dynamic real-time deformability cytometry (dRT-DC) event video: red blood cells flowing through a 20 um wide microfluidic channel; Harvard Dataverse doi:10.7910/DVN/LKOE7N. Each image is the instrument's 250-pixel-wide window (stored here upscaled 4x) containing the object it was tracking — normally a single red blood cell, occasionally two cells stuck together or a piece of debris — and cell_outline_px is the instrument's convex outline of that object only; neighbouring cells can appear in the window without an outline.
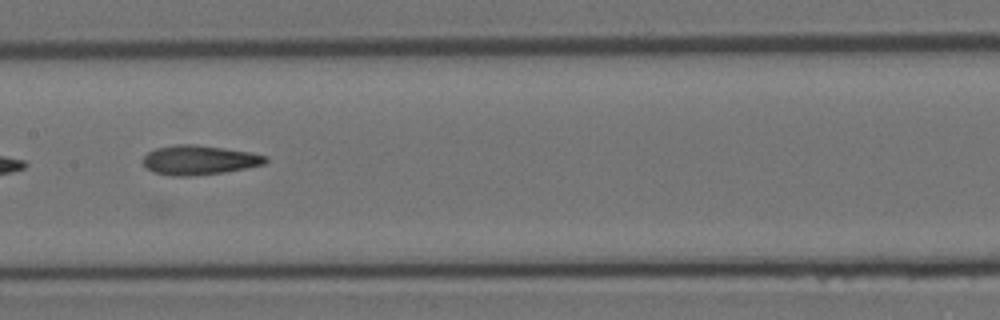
{"species": "Egyptian fruit bat (a non-hibernating species)", "species_latin": "Rousettus aegyptiacus", "temperature_condition": "room temperature", "stored_images_in_passage": 20, "camera_frame_rate_fps": 3000, "um_per_image_px": 0.085, "animal": {"sex": "female"}, "frame": {"image": 1, "passage_image": 16, "time_ms": 5.0, "image_size_px": [1000, 320], "cell_outline_px": [[268, 160], [264, 164], [224, 172], [188, 176], [172, 176], [152, 172], [144, 164], [144, 156], [148, 152], [156, 148], [176, 144], [196, 144], [252, 152], [268, 156]], "centroid_in_image_um": [16.94, 13.59], "position_along_channel_um": 190.5, "area_um2": 20.98}}